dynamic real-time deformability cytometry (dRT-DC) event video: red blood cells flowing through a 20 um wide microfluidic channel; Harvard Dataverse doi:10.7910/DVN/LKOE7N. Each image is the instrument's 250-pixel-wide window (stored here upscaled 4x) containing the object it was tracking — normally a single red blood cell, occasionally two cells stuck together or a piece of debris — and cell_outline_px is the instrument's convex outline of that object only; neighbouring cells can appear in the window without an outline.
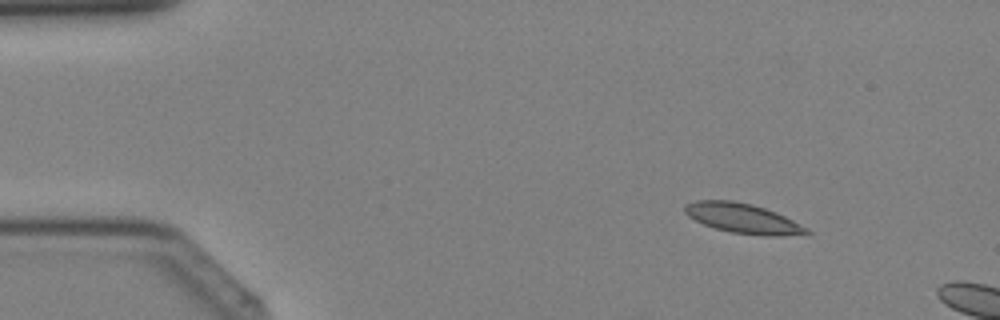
{"species": "Egyptian fruit bat (a non-hibernating species)", "species_latin": "Rousettus aegyptiacus", "temperature_condition": "cold", "stored_images_in_passage": 8, "camera_frame_rate_fps": 3000, "um_per_image_px": 0.085, "animal": {"sex": "female"}, "frame": {"image": 1, "passage_image": 5, "time_ms": 1.333, "image_size_px": [1000, 320], "cell_outline_px": [[812, 232], [784, 236], [764, 236], [732, 232], [716, 228], [704, 224], [688, 216], [684, 212], [684, 204], [696, 200], [732, 200], [752, 204], [776, 212], [808, 228]], "centroid_in_image_um": [63.12, 18.55], "position_along_channel_um": 21.9, "area_um2": 21.04}}